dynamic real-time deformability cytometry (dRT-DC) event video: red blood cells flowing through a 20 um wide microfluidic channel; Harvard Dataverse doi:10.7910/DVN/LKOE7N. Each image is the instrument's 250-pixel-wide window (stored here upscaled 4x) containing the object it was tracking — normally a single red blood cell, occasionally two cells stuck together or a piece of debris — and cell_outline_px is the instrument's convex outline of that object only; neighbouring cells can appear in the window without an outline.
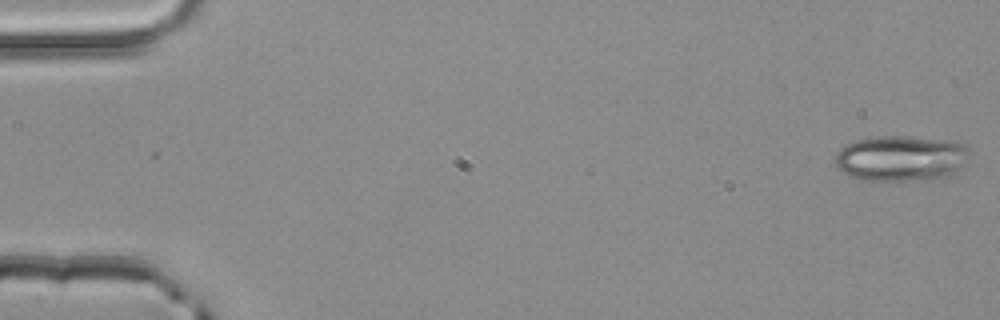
{"species": "common noctule bat (a hibernating species)", "species_latin": "Nyctalus noctula", "temperature_condition": "room temperature", "stored_images_in_passage": 52, "camera_frame_rate_fps": 3000, "um_per_image_px": 0.085, "animal": {"sex": "male", "body_mass_g": 20.4}, "frame": {"image": 1, "passage_image": 1, "time_ms": 0.0, "image_size_px": [1000, 320], "cell_outline_px": [[964, 148], [956, 168], [944, 176], [932, 180], [864, 180], [848, 176], [840, 172], [836, 164], [836, 152], [840, 148], [856, 140], [876, 136], [904, 136], [964, 140]], "centroid_in_image_um": [76.45, 13.43], "position_along_channel_um": 8.5, "area_um2": 35.14}}
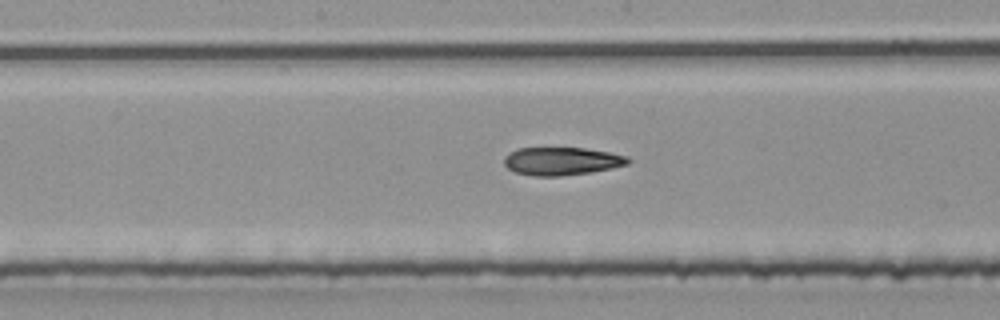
{"frame": {"image": 2, "passage_image": 27, "time_ms": 8.667, "image_size_px": [1000, 320], "cell_outline_px": [[632, 160], [628, 164], [612, 168], [592, 172], [560, 176], [532, 176], [516, 172], [508, 168], [504, 164], [504, 156], [508, 152], [516, 148], [584, 148], [608, 152], [628, 156]], "centroid_in_image_um": [47.74, 13.69], "position_along_channel_um": 200.5, "area_um2": 20.35}}
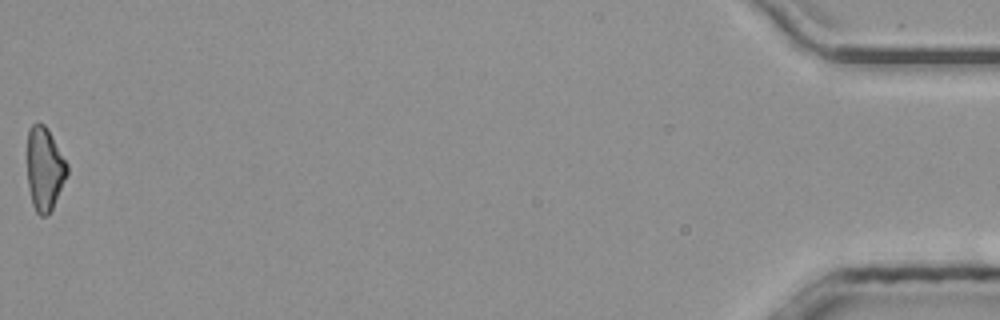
{"frame": {"image": 3, "passage_image": 52, "time_ms": 17.0, "image_size_px": [1000, 320], "cell_outline_px": [[68, 176], [48, 216], [40, 216], [36, 212], [32, 204], [28, 188], [28, 128], [36, 120], [44, 124], [52, 136], [68, 164]], "centroid_in_image_um": [3.8, 14.35], "position_along_channel_um": 431.4, "area_um2": 19.59}}